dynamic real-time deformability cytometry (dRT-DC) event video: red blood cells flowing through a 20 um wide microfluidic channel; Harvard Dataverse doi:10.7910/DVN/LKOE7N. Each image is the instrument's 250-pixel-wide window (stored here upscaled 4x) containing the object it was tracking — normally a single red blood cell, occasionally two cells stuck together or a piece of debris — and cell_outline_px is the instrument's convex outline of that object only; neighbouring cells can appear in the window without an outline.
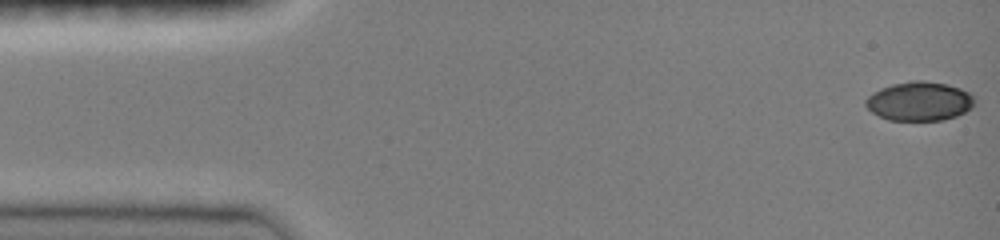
{"species": "common noctule bat (a hibernating species)", "species_latin": "Nyctalus noctula", "temperature_condition": "room temperature", "stored_images_in_passage": 43, "camera_frame_rate_fps": 3000, "um_per_image_px": 0.085, "animal": {"sex": "female", "body_mass_g": 19.0, "forearm_length_mm": 51.5}, "frame": {"image": 1, "passage_image": 1, "time_ms": 0.0, "image_size_px": [1000, 240], "cell_outline_px": [[976, 104], [972, 108], [956, 116], [944, 120], [888, 120], [872, 112], [864, 104], [864, 100], [868, 96], [880, 88], [892, 84], [912, 80], [924, 80], [948, 84], [960, 88], [968, 92], [976, 100]], "centroid_in_image_um": [78.16, 8.6], "position_along_channel_um": 6.8, "area_um2": 24.97}}
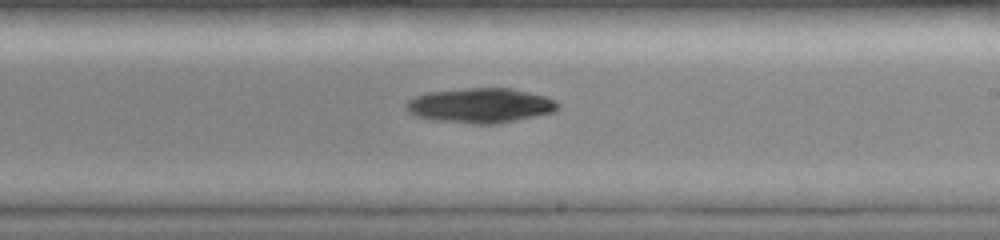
{"frame": {"image": 2, "passage_image": 28, "time_ms": 9.0, "image_size_px": [1000, 240], "cell_outline_px": [[560, 108], [552, 112], [500, 124], [472, 124], [432, 120], [416, 116], [408, 112], [404, 108], [404, 104], [408, 100], [424, 92], [464, 88], [512, 88], [548, 96], [556, 100], [560, 104]], "centroid_in_image_um": [40.82, 8.96], "position_along_channel_um": 248.2, "area_um2": 31.33}}
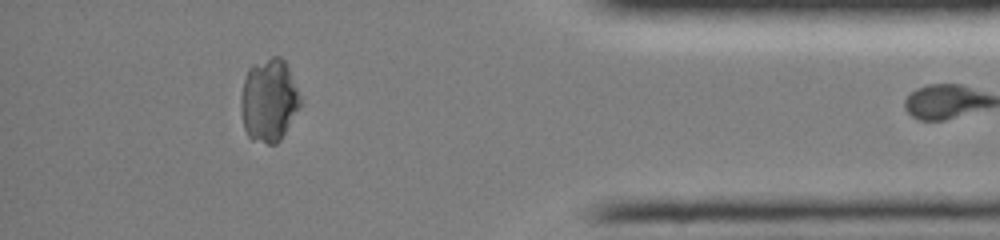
{"frame": {"image": 3, "passage_image": 42, "time_ms": 13.667, "image_size_px": [1000, 240], "cell_outline_px": [[300, 104], [280, 140], [276, 144], [268, 144], [252, 140], [248, 136], [244, 128], [240, 108], [240, 100], [244, 80], [248, 68], [252, 64], [272, 56], [280, 56], [284, 60], [288, 68], [300, 96]], "centroid_in_image_um": [22.82, 8.52], "position_along_channel_um": 412.4, "area_um2": 28.5}}